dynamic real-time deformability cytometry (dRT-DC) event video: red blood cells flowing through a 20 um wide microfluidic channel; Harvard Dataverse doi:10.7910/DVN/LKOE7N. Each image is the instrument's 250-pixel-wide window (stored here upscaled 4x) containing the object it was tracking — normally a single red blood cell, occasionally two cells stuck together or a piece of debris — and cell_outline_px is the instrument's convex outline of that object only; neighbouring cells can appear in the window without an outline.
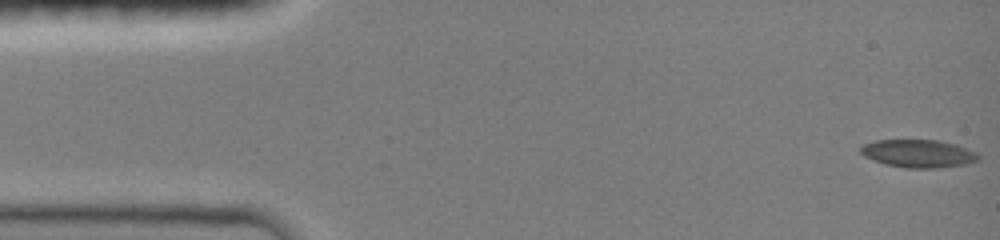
{"species": "common noctule bat (a hibernating species)", "species_latin": "Nyctalus noctula", "temperature_condition": "room temperature", "stored_images_in_passage": 22, "camera_frame_rate_fps": 3000, "um_per_image_px": 0.085, "animal": {"sex": "female", "body_mass_g": 19.0, "forearm_length_mm": 51.5}, "frame": {"image": 1, "passage_image": 1, "time_ms": 0.0, "image_size_px": [1000, 240], "cell_outline_px": [[980, 156], [976, 160], [964, 164], [936, 168], [904, 168], [884, 164], [872, 160], [864, 156], [860, 152], [860, 148], [864, 144], [876, 140], [936, 140], [956, 144], [976, 152]], "centroid_in_image_um": [78.02, 13.05], "position_along_channel_um": 7.0, "area_um2": 19.07}}
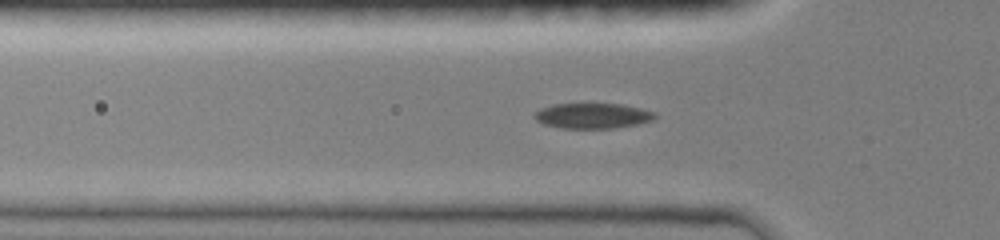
{"frame": {"image": 2, "passage_image": 15, "time_ms": 4.667, "image_size_px": [1000, 240], "cell_outline_px": [[656, 116], [652, 120], [636, 124], [612, 128], [560, 128], [544, 124], [536, 120], [532, 116], [540, 108], [552, 104], [620, 104], [640, 108], [656, 112]], "centroid_in_image_um": [50.34, 9.84], "position_along_channel_um": 75.5, "area_um2": 17.69}}
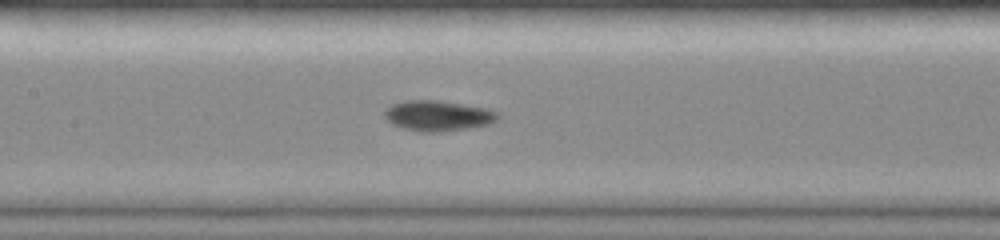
{"frame": {"image": 3, "passage_image": 21, "time_ms": 7.0, "image_size_px": [1000, 240], "cell_outline_px": [[500, 116], [492, 124], [468, 128], [440, 132], [424, 132], [404, 128], [392, 124], [384, 116], [384, 108], [392, 104], [404, 100], [436, 100], [488, 108], [500, 112]], "centroid_in_image_um": [37.25, 9.83], "position_along_channel_um": 170.2, "area_um2": 20.29}}